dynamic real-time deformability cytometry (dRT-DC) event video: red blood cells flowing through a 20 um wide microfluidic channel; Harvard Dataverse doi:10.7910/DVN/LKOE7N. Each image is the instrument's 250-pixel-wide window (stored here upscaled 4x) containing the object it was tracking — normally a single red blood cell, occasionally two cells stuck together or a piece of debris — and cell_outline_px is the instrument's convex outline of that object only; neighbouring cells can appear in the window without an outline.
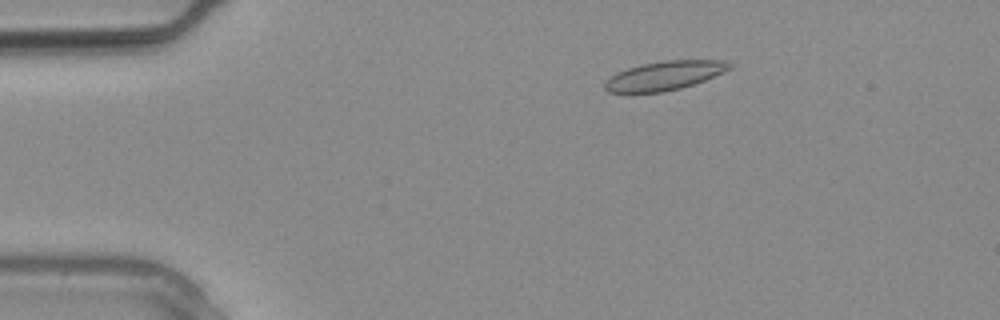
{"species": "common noctule bat (a hibernating species)", "species_latin": "Nyctalus noctula", "temperature_condition": "warm", "stored_images_in_passage": 2, "camera_frame_rate_fps": 3000, "um_per_image_px": 0.085, "animal": {"sex": "male", "body_mass_g": 20.4}, "frame": {"image": 1, "passage_image": 2, "time_ms": 0.333, "image_size_px": [1000, 320], "cell_outline_px": [[736, 64], [732, 68], [704, 80], [680, 88], [664, 92], [608, 92], [604, 88], [604, 80], [616, 72], [640, 64], [664, 60], [728, 60]], "centroid_in_image_um": [56.49, 6.41], "position_along_channel_um": 28.5, "area_um2": 21.21}}